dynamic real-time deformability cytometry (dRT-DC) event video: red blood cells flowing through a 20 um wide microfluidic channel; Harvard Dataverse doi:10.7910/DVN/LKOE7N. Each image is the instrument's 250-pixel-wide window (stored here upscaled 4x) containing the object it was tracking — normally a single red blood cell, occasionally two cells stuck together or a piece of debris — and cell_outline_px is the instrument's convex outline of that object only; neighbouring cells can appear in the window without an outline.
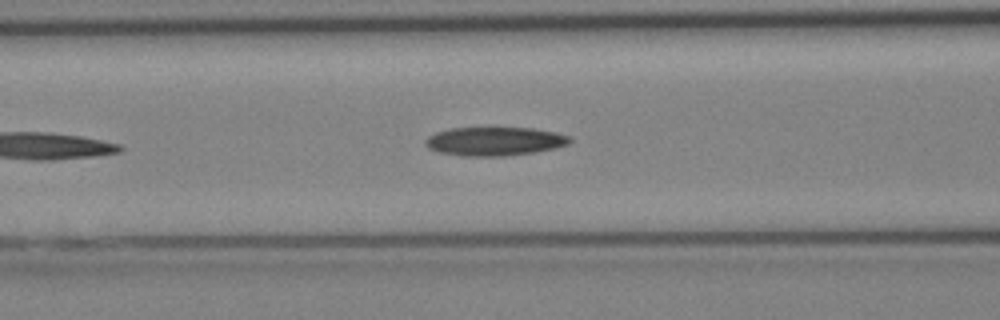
{"species": "Egyptian fruit bat (a non-hibernating species)", "species_latin": "Rousettus aegyptiacus", "temperature_condition": "cold", "stored_images_in_passage": 17, "camera_frame_rate_fps": 3000, "um_per_image_px": 0.085, "animal": {"sex": "female"}, "frame": {"image": 1, "passage_image": 6, "time_ms": 1.667, "image_size_px": [1000, 320], "cell_outline_px": [[572, 140], [568, 144], [556, 148], [532, 152], [500, 156], [464, 156], [440, 152], [428, 148], [424, 144], [424, 140], [428, 136], [436, 132], [448, 128], [492, 124], [496, 124], [532, 128], [556, 132], [572, 136]], "centroid_in_image_um": [42.02, 11.94], "position_along_channel_um": 124.6, "area_um2": 25.43}}